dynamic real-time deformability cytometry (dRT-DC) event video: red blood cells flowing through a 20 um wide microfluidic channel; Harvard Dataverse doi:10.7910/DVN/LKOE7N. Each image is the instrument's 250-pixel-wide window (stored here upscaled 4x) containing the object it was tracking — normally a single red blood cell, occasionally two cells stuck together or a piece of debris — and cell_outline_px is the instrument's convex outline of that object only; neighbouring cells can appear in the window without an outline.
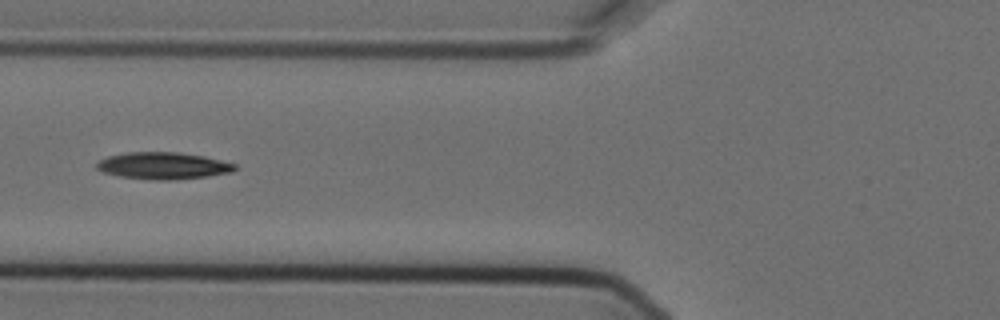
{"species": "Egyptian fruit bat (a non-hibernating species)", "species_latin": "Rousettus aegyptiacus", "temperature_condition": "cold", "stored_images_in_passage": 6, "camera_frame_rate_fps": 3000, "um_per_image_px": 0.085, "animal": {"sex": "female"}, "frame": {"image": 1, "passage_image": 6, "time_ms": 1.667, "image_size_px": [1000, 320], "cell_outline_px": [[236, 168], [232, 172], [208, 176], [172, 180], [148, 180], [120, 176], [104, 172], [96, 168], [96, 164], [100, 160], [108, 156], [128, 152], [176, 152], [204, 156], [236, 164]], "centroid_in_image_um": [13.87, 14.09], "position_along_channel_um": 111.9, "area_um2": 21.62}}